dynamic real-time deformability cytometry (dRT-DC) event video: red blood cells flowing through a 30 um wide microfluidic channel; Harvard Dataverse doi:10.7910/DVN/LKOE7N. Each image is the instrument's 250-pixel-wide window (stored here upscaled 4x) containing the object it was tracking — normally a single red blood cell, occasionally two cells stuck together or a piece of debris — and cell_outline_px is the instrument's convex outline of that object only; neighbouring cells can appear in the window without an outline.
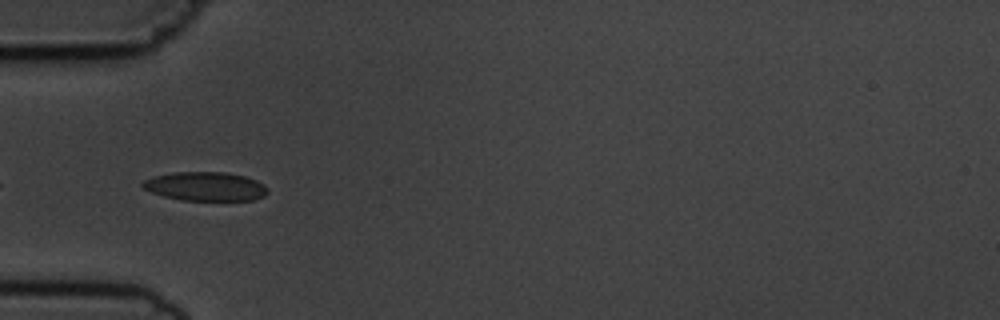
{"species": "common noctule bat (a hibernating species)", "species_latin": "Nyctalus noctula", "temperature_condition": "cold", "stored_images_in_passage": 7, "camera_frame_rate_fps": 3000, "um_per_image_px": 0.085, "animal": {"sex": "male", "body_mass_g": 19.5, "forearm_length_mm": 54.6}, "frame": {"image": 1, "passage_image": 5, "time_ms": 4.333, "image_size_px": [1000, 320], "cell_outline_px": [[268, 192], [264, 196], [252, 200], [180, 200], [164, 196], [152, 192], [144, 188], [140, 184], [144, 180], [152, 176], [172, 172], [224, 172], [244, 176], [256, 180], [264, 184], [268, 188]], "centroid_in_image_um": [17.45, 15.84], "position_along_channel_um": 67.5, "area_um2": 21.1}}
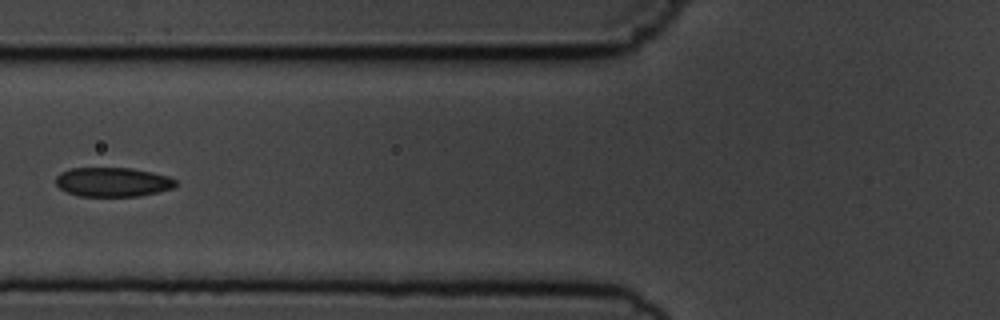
{"frame": {"image": 2, "passage_image": 6, "time_ms": 5.667, "image_size_px": [1000, 320], "cell_outline_px": [[176, 184], [172, 188], [140, 196], [80, 196], [68, 192], [60, 188], [56, 184], [56, 176], [60, 172], [72, 168], [132, 168], [152, 172], [168, 176], [176, 180]], "centroid_in_image_um": [9.57, 15.47], "position_along_channel_um": 116.2, "area_um2": 20.35}}
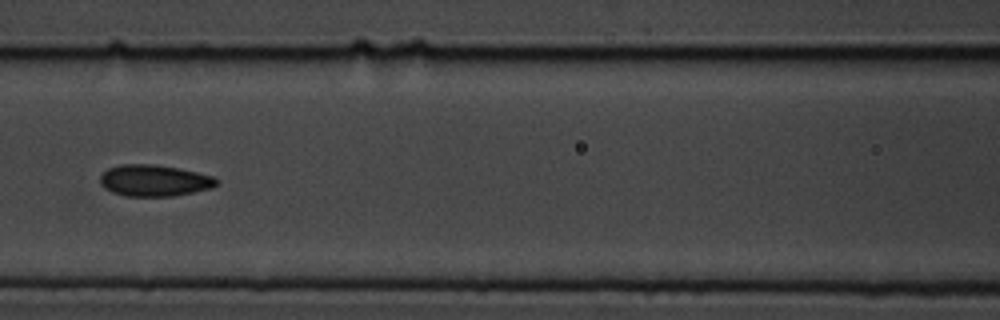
{"frame": {"image": 3, "passage_image": 7, "time_ms": 6.667, "image_size_px": [1000, 320], "cell_outline_px": [[220, 180], [212, 188], [172, 196], [124, 196], [112, 192], [104, 188], [100, 184], [100, 176], [108, 168], [120, 164], [152, 164], [180, 168], [212, 176]], "centroid_in_image_um": [13.09, 15.34], "position_along_channel_um": 153.5, "area_um2": 21.39}}